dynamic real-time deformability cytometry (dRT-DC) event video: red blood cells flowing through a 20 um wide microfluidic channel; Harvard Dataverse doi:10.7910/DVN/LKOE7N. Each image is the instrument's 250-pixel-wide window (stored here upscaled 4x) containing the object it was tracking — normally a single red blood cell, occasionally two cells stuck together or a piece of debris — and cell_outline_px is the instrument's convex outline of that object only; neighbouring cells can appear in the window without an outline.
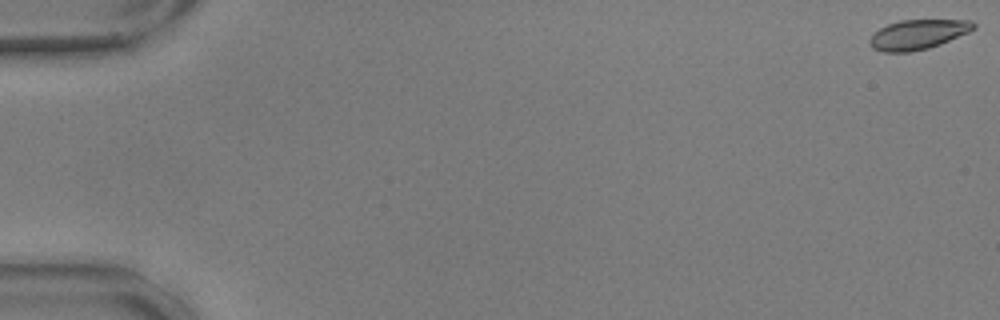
{"species": "common noctule bat (a hibernating species)", "species_latin": "Nyctalus noctula", "temperature_condition": "warm", "stored_images_in_passage": 17, "camera_frame_rate_fps": 3000, "um_per_image_px": 0.085, "animal": {"sex": "male", "body_mass_g": 17.9, "forearm_length_mm": 54.2}, "frame": {"image": 1, "passage_image": 1, "time_ms": 0.0, "image_size_px": [1000, 320], "cell_outline_px": [[976, 28], [968, 32], [940, 44], [928, 48], [912, 52], [884, 52], [872, 48], [868, 44], [868, 40], [872, 32], [888, 24], [900, 20], [972, 20], [976, 24]], "centroid_in_image_um": [77.98, 2.93], "position_along_channel_um": 7.0, "area_um2": 18.15}}
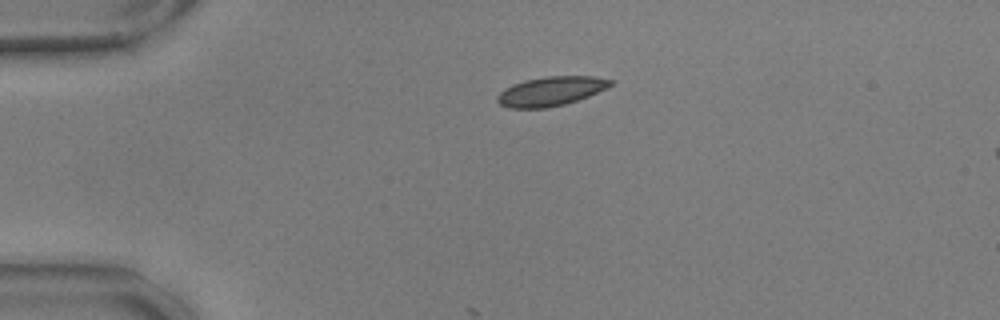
{"frame": {"image": 2, "passage_image": 14, "time_ms": 4.333, "image_size_px": [1000, 320], "cell_outline_px": [[612, 84], [588, 96], [564, 104], [544, 108], [508, 108], [500, 104], [496, 100], [496, 96], [504, 88], [512, 84], [524, 80], [548, 76], [592, 76], [612, 80]], "centroid_in_image_um": [46.74, 7.75], "position_along_channel_um": 38.3, "area_um2": 19.07}}